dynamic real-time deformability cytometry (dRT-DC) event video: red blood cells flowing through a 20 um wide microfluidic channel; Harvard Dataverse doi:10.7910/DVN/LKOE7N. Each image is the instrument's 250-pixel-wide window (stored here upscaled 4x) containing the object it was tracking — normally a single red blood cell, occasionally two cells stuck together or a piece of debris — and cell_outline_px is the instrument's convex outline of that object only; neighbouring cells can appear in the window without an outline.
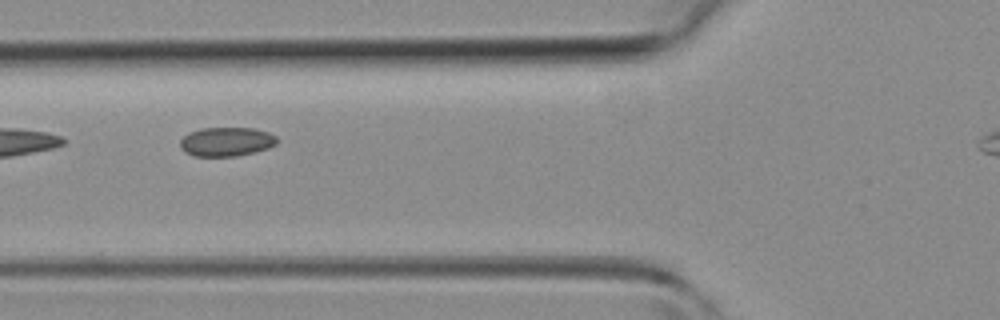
{"species": "common noctule bat (a hibernating species)", "species_latin": "Nyctalus noctula", "temperature_condition": "room temperature", "stored_images_in_passage": 8, "camera_frame_rate_fps": 3000, "um_per_image_px": 0.085, "animal": {"sex": "female", "body_mass_g": 19.3, "forearm_length_mm": 54.1}, "frame": {"image": 1, "passage_image": 3, "time_ms": 0.667, "image_size_px": [1000, 320], "cell_outline_px": [[280, 140], [276, 144], [268, 148], [236, 156], [196, 156], [184, 152], [180, 148], [180, 140], [188, 132], [200, 128], [256, 128], [268, 132], [276, 136]], "centroid_in_image_um": [19.24, 12.03], "position_along_channel_um": 106.6, "area_um2": 16.53}}